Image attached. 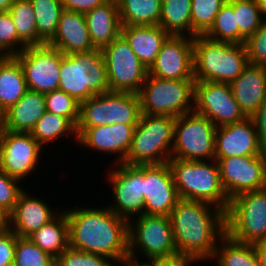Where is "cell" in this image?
Listing matches in <instances>:
<instances>
[{"label": "cell", "mask_w": 266, "mask_h": 266, "mask_svg": "<svg viewBox=\"0 0 266 266\" xmlns=\"http://www.w3.org/2000/svg\"><path fill=\"white\" fill-rule=\"evenodd\" d=\"M69 247L108 257L114 263L128 259V221L108 207L65 210Z\"/></svg>", "instance_id": "obj_1"}, {"label": "cell", "mask_w": 266, "mask_h": 266, "mask_svg": "<svg viewBox=\"0 0 266 266\" xmlns=\"http://www.w3.org/2000/svg\"><path fill=\"white\" fill-rule=\"evenodd\" d=\"M212 206L179 199L169 216L177 253L197 262L212 260L218 241L226 234L225 212Z\"/></svg>", "instance_id": "obj_2"}, {"label": "cell", "mask_w": 266, "mask_h": 266, "mask_svg": "<svg viewBox=\"0 0 266 266\" xmlns=\"http://www.w3.org/2000/svg\"><path fill=\"white\" fill-rule=\"evenodd\" d=\"M195 81L230 83L249 64L244 44L212 40L205 35L193 38Z\"/></svg>", "instance_id": "obj_3"}, {"label": "cell", "mask_w": 266, "mask_h": 266, "mask_svg": "<svg viewBox=\"0 0 266 266\" xmlns=\"http://www.w3.org/2000/svg\"><path fill=\"white\" fill-rule=\"evenodd\" d=\"M168 164L180 198L205 202L226 213L230 199L221 184L215 159L188 161L171 158Z\"/></svg>", "instance_id": "obj_4"}, {"label": "cell", "mask_w": 266, "mask_h": 266, "mask_svg": "<svg viewBox=\"0 0 266 266\" xmlns=\"http://www.w3.org/2000/svg\"><path fill=\"white\" fill-rule=\"evenodd\" d=\"M58 90L79 103L109 92L105 58L101 50L64 55L61 52Z\"/></svg>", "instance_id": "obj_5"}, {"label": "cell", "mask_w": 266, "mask_h": 266, "mask_svg": "<svg viewBox=\"0 0 266 266\" xmlns=\"http://www.w3.org/2000/svg\"><path fill=\"white\" fill-rule=\"evenodd\" d=\"M176 117L141 115L128 155V165L162 164L171 159Z\"/></svg>", "instance_id": "obj_6"}, {"label": "cell", "mask_w": 266, "mask_h": 266, "mask_svg": "<svg viewBox=\"0 0 266 266\" xmlns=\"http://www.w3.org/2000/svg\"><path fill=\"white\" fill-rule=\"evenodd\" d=\"M195 80L162 79L147 75L138 93L141 115L179 117L194 111Z\"/></svg>", "instance_id": "obj_7"}, {"label": "cell", "mask_w": 266, "mask_h": 266, "mask_svg": "<svg viewBox=\"0 0 266 266\" xmlns=\"http://www.w3.org/2000/svg\"><path fill=\"white\" fill-rule=\"evenodd\" d=\"M226 234L240 243L266 240V188L230 200L225 213Z\"/></svg>", "instance_id": "obj_8"}, {"label": "cell", "mask_w": 266, "mask_h": 266, "mask_svg": "<svg viewBox=\"0 0 266 266\" xmlns=\"http://www.w3.org/2000/svg\"><path fill=\"white\" fill-rule=\"evenodd\" d=\"M141 117L138 94L106 92L80 103L76 128H91L111 124H138Z\"/></svg>", "instance_id": "obj_9"}, {"label": "cell", "mask_w": 266, "mask_h": 266, "mask_svg": "<svg viewBox=\"0 0 266 266\" xmlns=\"http://www.w3.org/2000/svg\"><path fill=\"white\" fill-rule=\"evenodd\" d=\"M135 219L128 222V258L137 260L138 249L147 261L177 254L169 216L143 214Z\"/></svg>", "instance_id": "obj_10"}, {"label": "cell", "mask_w": 266, "mask_h": 266, "mask_svg": "<svg viewBox=\"0 0 266 266\" xmlns=\"http://www.w3.org/2000/svg\"><path fill=\"white\" fill-rule=\"evenodd\" d=\"M215 132V125L194 111L176 117L171 158L188 161L214 160Z\"/></svg>", "instance_id": "obj_11"}, {"label": "cell", "mask_w": 266, "mask_h": 266, "mask_svg": "<svg viewBox=\"0 0 266 266\" xmlns=\"http://www.w3.org/2000/svg\"><path fill=\"white\" fill-rule=\"evenodd\" d=\"M109 91L138 94L148 75V69L138 59L129 42L120 34L104 47Z\"/></svg>", "instance_id": "obj_12"}, {"label": "cell", "mask_w": 266, "mask_h": 266, "mask_svg": "<svg viewBox=\"0 0 266 266\" xmlns=\"http://www.w3.org/2000/svg\"><path fill=\"white\" fill-rule=\"evenodd\" d=\"M116 166L107 173L113 201L116 202L108 208L129 222L133 219L131 217L144 214V165L118 163Z\"/></svg>", "instance_id": "obj_13"}, {"label": "cell", "mask_w": 266, "mask_h": 266, "mask_svg": "<svg viewBox=\"0 0 266 266\" xmlns=\"http://www.w3.org/2000/svg\"><path fill=\"white\" fill-rule=\"evenodd\" d=\"M194 112L208 118L216 128L246 118L232 94L229 83L222 82L195 81Z\"/></svg>", "instance_id": "obj_14"}, {"label": "cell", "mask_w": 266, "mask_h": 266, "mask_svg": "<svg viewBox=\"0 0 266 266\" xmlns=\"http://www.w3.org/2000/svg\"><path fill=\"white\" fill-rule=\"evenodd\" d=\"M215 160L221 184L230 200L242 193L266 188V152Z\"/></svg>", "instance_id": "obj_15"}, {"label": "cell", "mask_w": 266, "mask_h": 266, "mask_svg": "<svg viewBox=\"0 0 266 266\" xmlns=\"http://www.w3.org/2000/svg\"><path fill=\"white\" fill-rule=\"evenodd\" d=\"M15 57L20 62L27 89L46 94L58 90L61 52L47 44L27 46Z\"/></svg>", "instance_id": "obj_16"}, {"label": "cell", "mask_w": 266, "mask_h": 266, "mask_svg": "<svg viewBox=\"0 0 266 266\" xmlns=\"http://www.w3.org/2000/svg\"><path fill=\"white\" fill-rule=\"evenodd\" d=\"M43 147L30 132L1 128L0 167L9 176L22 181L38 167Z\"/></svg>", "instance_id": "obj_17"}, {"label": "cell", "mask_w": 266, "mask_h": 266, "mask_svg": "<svg viewBox=\"0 0 266 266\" xmlns=\"http://www.w3.org/2000/svg\"><path fill=\"white\" fill-rule=\"evenodd\" d=\"M148 74L162 79L195 80L193 38L169 35Z\"/></svg>", "instance_id": "obj_18"}, {"label": "cell", "mask_w": 266, "mask_h": 266, "mask_svg": "<svg viewBox=\"0 0 266 266\" xmlns=\"http://www.w3.org/2000/svg\"><path fill=\"white\" fill-rule=\"evenodd\" d=\"M144 214L170 216L179 201L168 162L144 165Z\"/></svg>", "instance_id": "obj_19"}, {"label": "cell", "mask_w": 266, "mask_h": 266, "mask_svg": "<svg viewBox=\"0 0 266 266\" xmlns=\"http://www.w3.org/2000/svg\"><path fill=\"white\" fill-rule=\"evenodd\" d=\"M137 124H111L91 128H76L78 143L91 150L116 156L115 164L123 163L128 155Z\"/></svg>", "instance_id": "obj_20"}, {"label": "cell", "mask_w": 266, "mask_h": 266, "mask_svg": "<svg viewBox=\"0 0 266 266\" xmlns=\"http://www.w3.org/2000/svg\"><path fill=\"white\" fill-rule=\"evenodd\" d=\"M215 158L261 155L254 121H243L217 127L215 132Z\"/></svg>", "instance_id": "obj_21"}, {"label": "cell", "mask_w": 266, "mask_h": 266, "mask_svg": "<svg viewBox=\"0 0 266 266\" xmlns=\"http://www.w3.org/2000/svg\"><path fill=\"white\" fill-rule=\"evenodd\" d=\"M25 191L19 194L15 208L9 214V229L22 238H28L60 213L53 212L46 200Z\"/></svg>", "instance_id": "obj_22"}, {"label": "cell", "mask_w": 266, "mask_h": 266, "mask_svg": "<svg viewBox=\"0 0 266 266\" xmlns=\"http://www.w3.org/2000/svg\"><path fill=\"white\" fill-rule=\"evenodd\" d=\"M47 45L58 49L64 55L95 50L84 13L64 9L56 33Z\"/></svg>", "instance_id": "obj_23"}, {"label": "cell", "mask_w": 266, "mask_h": 266, "mask_svg": "<svg viewBox=\"0 0 266 266\" xmlns=\"http://www.w3.org/2000/svg\"><path fill=\"white\" fill-rule=\"evenodd\" d=\"M229 85L240 110L251 117L266 101V67L249 63Z\"/></svg>", "instance_id": "obj_24"}, {"label": "cell", "mask_w": 266, "mask_h": 266, "mask_svg": "<svg viewBox=\"0 0 266 266\" xmlns=\"http://www.w3.org/2000/svg\"><path fill=\"white\" fill-rule=\"evenodd\" d=\"M45 112L44 94L27 90L16 104L0 116L1 127L13 132H30Z\"/></svg>", "instance_id": "obj_25"}, {"label": "cell", "mask_w": 266, "mask_h": 266, "mask_svg": "<svg viewBox=\"0 0 266 266\" xmlns=\"http://www.w3.org/2000/svg\"><path fill=\"white\" fill-rule=\"evenodd\" d=\"M91 42L102 50L121 34V22L117 2L108 0L84 13Z\"/></svg>", "instance_id": "obj_26"}, {"label": "cell", "mask_w": 266, "mask_h": 266, "mask_svg": "<svg viewBox=\"0 0 266 266\" xmlns=\"http://www.w3.org/2000/svg\"><path fill=\"white\" fill-rule=\"evenodd\" d=\"M121 34L138 59L149 69L169 34L159 25L122 26Z\"/></svg>", "instance_id": "obj_27"}, {"label": "cell", "mask_w": 266, "mask_h": 266, "mask_svg": "<svg viewBox=\"0 0 266 266\" xmlns=\"http://www.w3.org/2000/svg\"><path fill=\"white\" fill-rule=\"evenodd\" d=\"M23 68L15 56L0 58V116L27 91Z\"/></svg>", "instance_id": "obj_28"}, {"label": "cell", "mask_w": 266, "mask_h": 266, "mask_svg": "<svg viewBox=\"0 0 266 266\" xmlns=\"http://www.w3.org/2000/svg\"><path fill=\"white\" fill-rule=\"evenodd\" d=\"M55 259L69 247V224L65 211L28 237Z\"/></svg>", "instance_id": "obj_29"}, {"label": "cell", "mask_w": 266, "mask_h": 266, "mask_svg": "<svg viewBox=\"0 0 266 266\" xmlns=\"http://www.w3.org/2000/svg\"><path fill=\"white\" fill-rule=\"evenodd\" d=\"M122 26L159 25L162 0H117Z\"/></svg>", "instance_id": "obj_30"}, {"label": "cell", "mask_w": 266, "mask_h": 266, "mask_svg": "<svg viewBox=\"0 0 266 266\" xmlns=\"http://www.w3.org/2000/svg\"><path fill=\"white\" fill-rule=\"evenodd\" d=\"M191 1L162 0L159 26L169 35L192 37Z\"/></svg>", "instance_id": "obj_31"}, {"label": "cell", "mask_w": 266, "mask_h": 266, "mask_svg": "<svg viewBox=\"0 0 266 266\" xmlns=\"http://www.w3.org/2000/svg\"><path fill=\"white\" fill-rule=\"evenodd\" d=\"M220 241L212 257L216 258L217 266H259L253 244L240 243L227 234Z\"/></svg>", "instance_id": "obj_32"}, {"label": "cell", "mask_w": 266, "mask_h": 266, "mask_svg": "<svg viewBox=\"0 0 266 266\" xmlns=\"http://www.w3.org/2000/svg\"><path fill=\"white\" fill-rule=\"evenodd\" d=\"M30 1L36 16L37 46H41L55 35L64 7L61 0Z\"/></svg>", "instance_id": "obj_33"}, {"label": "cell", "mask_w": 266, "mask_h": 266, "mask_svg": "<svg viewBox=\"0 0 266 266\" xmlns=\"http://www.w3.org/2000/svg\"><path fill=\"white\" fill-rule=\"evenodd\" d=\"M30 134L42 147L69 134H74L75 141H78L76 127L67 118L47 111L37 121Z\"/></svg>", "instance_id": "obj_34"}, {"label": "cell", "mask_w": 266, "mask_h": 266, "mask_svg": "<svg viewBox=\"0 0 266 266\" xmlns=\"http://www.w3.org/2000/svg\"><path fill=\"white\" fill-rule=\"evenodd\" d=\"M204 35L215 41L245 44L246 39L239 33L236 25L234 0H227L216 14L213 25Z\"/></svg>", "instance_id": "obj_35"}, {"label": "cell", "mask_w": 266, "mask_h": 266, "mask_svg": "<svg viewBox=\"0 0 266 266\" xmlns=\"http://www.w3.org/2000/svg\"><path fill=\"white\" fill-rule=\"evenodd\" d=\"M18 38L26 46H37L36 16L30 0H15L10 9Z\"/></svg>", "instance_id": "obj_36"}, {"label": "cell", "mask_w": 266, "mask_h": 266, "mask_svg": "<svg viewBox=\"0 0 266 266\" xmlns=\"http://www.w3.org/2000/svg\"><path fill=\"white\" fill-rule=\"evenodd\" d=\"M227 0H192V38L204 35L215 21L216 14Z\"/></svg>", "instance_id": "obj_37"}, {"label": "cell", "mask_w": 266, "mask_h": 266, "mask_svg": "<svg viewBox=\"0 0 266 266\" xmlns=\"http://www.w3.org/2000/svg\"><path fill=\"white\" fill-rule=\"evenodd\" d=\"M234 13L239 33L245 39L259 29L264 19L256 0H234Z\"/></svg>", "instance_id": "obj_38"}, {"label": "cell", "mask_w": 266, "mask_h": 266, "mask_svg": "<svg viewBox=\"0 0 266 266\" xmlns=\"http://www.w3.org/2000/svg\"><path fill=\"white\" fill-rule=\"evenodd\" d=\"M14 266H55V258L29 238L16 235Z\"/></svg>", "instance_id": "obj_39"}, {"label": "cell", "mask_w": 266, "mask_h": 266, "mask_svg": "<svg viewBox=\"0 0 266 266\" xmlns=\"http://www.w3.org/2000/svg\"><path fill=\"white\" fill-rule=\"evenodd\" d=\"M46 111L67 118L75 127L79 121L80 103L61 90L44 94Z\"/></svg>", "instance_id": "obj_40"}, {"label": "cell", "mask_w": 266, "mask_h": 266, "mask_svg": "<svg viewBox=\"0 0 266 266\" xmlns=\"http://www.w3.org/2000/svg\"><path fill=\"white\" fill-rule=\"evenodd\" d=\"M26 47L18 38L10 13L0 12V56H15Z\"/></svg>", "instance_id": "obj_41"}, {"label": "cell", "mask_w": 266, "mask_h": 266, "mask_svg": "<svg viewBox=\"0 0 266 266\" xmlns=\"http://www.w3.org/2000/svg\"><path fill=\"white\" fill-rule=\"evenodd\" d=\"M112 262L108 257L68 247L55 259V266H114Z\"/></svg>", "instance_id": "obj_42"}, {"label": "cell", "mask_w": 266, "mask_h": 266, "mask_svg": "<svg viewBox=\"0 0 266 266\" xmlns=\"http://www.w3.org/2000/svg\"><path fill=\"white\" fill-rule=\"evenodd\" d=\"M248 61L250 64L266 67V19L259 29L245 41Z\"/></svg>", "instance_id": "obj_43"}, {"label": "cell", "mask_w": 266, "mask_h": 266, "mask_svg": "<svg viewBox=\"0 0 266 266\" xmlns=\"http://www.w3.org/2000/svg\"><path fill=\"white\" fill-rule=\"evenodd\" d=\"M20 180L7 175L0 167V206L9 214L15 208L19 194L24 187L19 186Z\"/></svg>", "instance_id": "obj_44"}, {"label": "cell", "mask_w": 266, "mask_h": 266, "mask_svg": "<svg viewBox=\"0 0 266 266\" xmlns=\"http://www.w3.org/2000/svg\"><path fill=\"white\" fill-rule=\"evenodd\" d=\"M16 248V234L10 229L0 233V266L13 263Z\"/></svg>", "instance_id": "obj_45"}, {"label": "cell", "mask_w": 266, "mask_h": 266, "mask_svg": "<svg viewBox=\"0 0 266 266\" xmlns=\"http://www.w3.org/2000/svg\"><path fill=\"white\" fill-rule=\"evenodd\" d=\"M261 149L266 152V101L251 116Z\"/></svg>", "instance_id": "obj_46"}, {"label": "cell", "mask_w": 266, "mask_h": 266, "mask_svg": "<svg viewBox=\"0 0 266 266\" xmlns=\"http://www.w3.org/2000/svg\"><path fill=\"white\" fill-rule=\"evenodd\" d=\"M150 266H191L197 261L183 254H175L169 257H163L158 259H153L147 262Z\"/></svg>", "instance_id": "obj_47"}, {"label": "cell", "mask_w": 266, "mask_h": 266, "mask_svg": "<svg viewBox=\"0 0 266 266\" xmlns=\"http://www.w3.org/2000/svg\"><path fill=\"white\" fill-rule=\"evenodd\" d=\"M64 9L80 13H86L95 7L104 4L108 0H61Z\"/></svg>", "instance_id": "obj_48"}, {"label": "cell", "mask_w": 266, "mask_h": 266, "mask_svg": "<svg viewBox=\"0 0 266 266\" xmlns=\"http://www.w3.org/2000/svg\"><path fill=\"white\" fill-rule=\"evenodd\" d=\"M253 245L257 254L259 266H266V240L259 241Z\"/></svg>", "instance_id": "obj_49"}, {"label": "cell", "mask_w": 266, "mask_h": 266, "mask_svg": "<svg viewBox=\"0 0 266 266\" xmlns=\"http://www.w3.org/2000/svg\"><path fill=\"white\" fill-rule=\"evenodd\" d=\"M9 230V213L0 206V233Z\"/></svg>", "instance_id": "obj_50"}, {"label": "cell", "mask_w": 266, "mask_h": 266, "mask_svg": "<svg viewBox=\"0 0 266 266\" xmlns=\"http://www.w3.org/2000/svg\"><path fill=\"white\" fill-rule=\"evenodd\" d=\"M121 265L123 266H150L147 261L143 263V261L140 263L139 260H133V259H126Z\"/></svg>", "instance_id": "obj_51"}, {"label": "cell", "mask_w": 266, "mask_h": 266, "mask_svg": "<svg viewBox=\"0 0 266 266\" xmlns=\"http://www.w3.org/2000/svg\"><path fill=\"white\" fill-rule=\"evenodd\" d=\"M15 0H0V12H7Z\"/></svg>", "instance_id": "obj_52"}, {"label": "cell", "mask_w": 266, "mask_h": 266, "mask_svg": "<svg viewBox=\"0 0 266 266\" xmlns=\"http://www.w3.org/2000/svg\"><path fill=\"white\" fill-rule=\"evenodd\" d=\"M256 1L258 3V7L260 8L263 18L266 19V0H256Z\"/></svg>", "instance_id": "obj_53"}, {"label": "cell", "mask_w": 266, "mask_h": 266, "mask_svg": "<svg viewBox=\"0 0 266 266\" xmlns=\"http://www.w3.org/2000/svg\"><path fill=\"white\" fill-rule=\"evenodd\" d=\"M1 266H14V263H5V264H3Z\"/></svg>", "instance_id": "obj_54"}]
</instances>
